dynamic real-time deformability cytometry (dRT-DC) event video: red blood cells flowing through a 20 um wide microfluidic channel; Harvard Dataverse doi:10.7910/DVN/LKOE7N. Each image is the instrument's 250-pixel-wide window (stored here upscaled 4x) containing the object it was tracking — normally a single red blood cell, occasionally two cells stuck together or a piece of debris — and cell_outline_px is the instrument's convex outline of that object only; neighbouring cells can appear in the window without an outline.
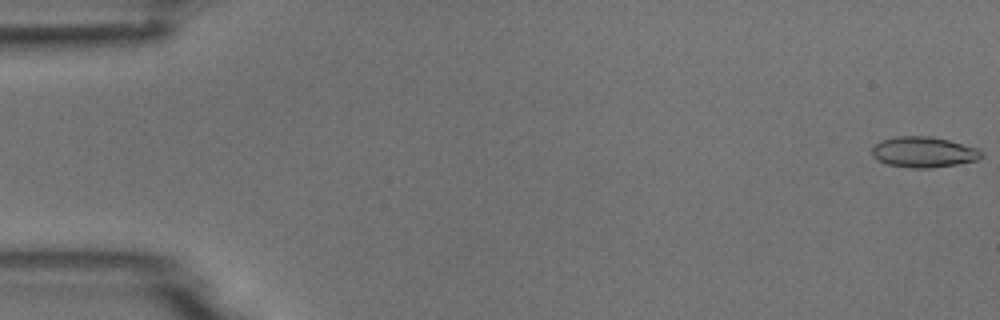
{"species": "common noctule bat (a hibernating species)", "species_latin": "Nyctalus noctula", "temperature_condition": "room temperature", "stored_images_in_passage": 5, "camera_frame_rate_fps": 3000, "um_per_image_px": 0.085, "animal": {"sex": "male", "body_mass_g": 18.8}, "frame": {"image": 1, "passage_image": 1, "time_ms": 0.0, "image_size_px": [1000, 320], "cell_outline_px": [[984, 156], [976, 160], [956, 164], [928, 168], [912, 168], [888, 164], [872, 156], [872, 148], [880, 140], [896, 136], [928, 136], [948, 140], [976, 148], [984, 152]], "centroid_in_image_um": [78.5, 12.92], "position_along_channel_um": 6.5, "area_um2": 19.36}}
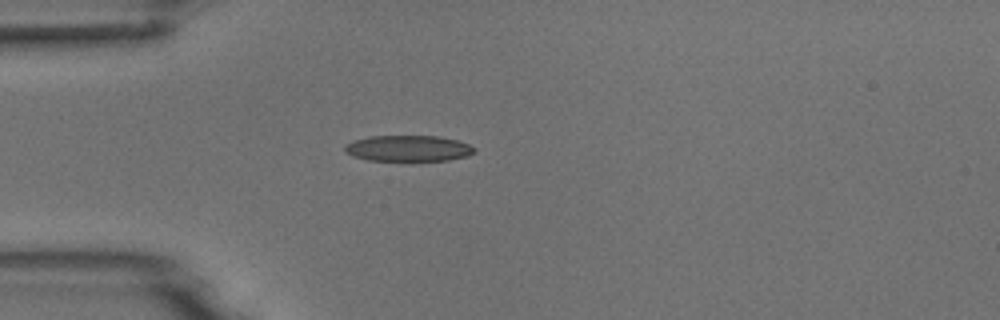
{"frame": {"image": 2, "passage_image": 5, "time_ms": 4.667, "image_size_px": [1000, 320], "cell_outline_px": [[476, 152], [468, 156], [448, 160], [368, 160], [352, 156], [344, 152], [344, 144], [352, 140], [368, 136], [440, 136], [456, 140], [468, 144], [476, 148]], "centroid_in_image_um": [34.67, 12.6], "position_along_channel_um": 50.3, "area_um2": 19.77}}